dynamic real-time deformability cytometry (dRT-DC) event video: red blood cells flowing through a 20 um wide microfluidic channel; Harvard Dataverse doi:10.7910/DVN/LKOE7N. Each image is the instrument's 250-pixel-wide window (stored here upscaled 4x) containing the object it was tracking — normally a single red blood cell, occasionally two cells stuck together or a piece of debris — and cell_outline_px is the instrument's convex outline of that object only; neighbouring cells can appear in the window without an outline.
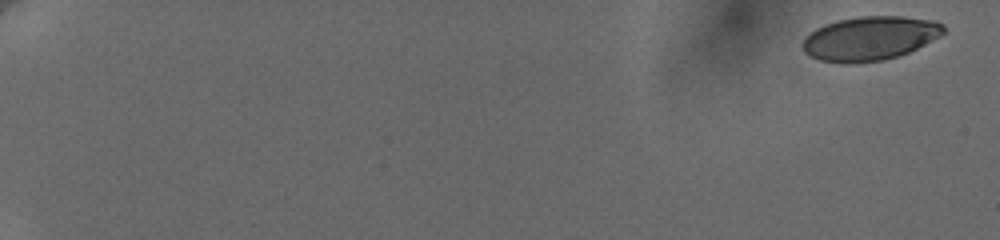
{"species": "human", "species_latin": "Homo sapiens", "temperature_condition": "cold", "stored_images_in_passage": 10, "camera_frame_rate_fps": 3000, "um_per_image_px": 0.085, "donor": {"sex": "female"}, "frame": {"image": 1, "passage_image": 1, "time_ms": 0.0, "image_size_px": [1000, 240], "cell_outline_px": [[944, 32], [940, 36], [900, 56], [884, 60], [856, 64], [840, 64], [820, 60], [804, 52], [804, 40], [816, 28], [824, 24], [836, 20], [860, 16], [900, 16], [936, 20], [944, 24]], "centroid_in_image_um": [73.96, 3.26], "position_along_channel_um": 11.0, "area_um2": 36.3}}
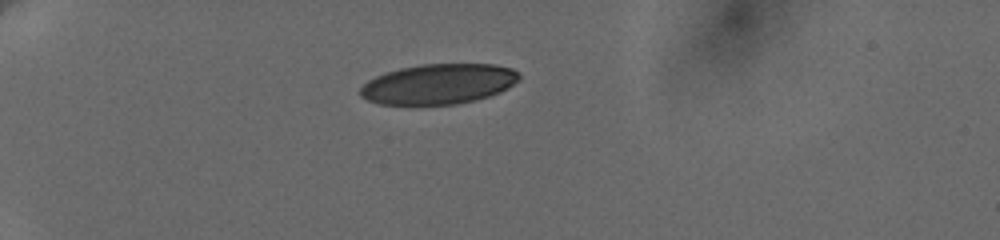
{"frame": {"image": 2, "passage_image": 7, "time_ms": 5.667, "image_size_px": [1000, 240], "cell_outline_px": [[520, 76], [508, 88], [500, 92], [488, 96], [456, 104], [416, 108], [380, 104], [368, 100], [360, 96], [360, 88], [368, 80], [384, 72], [400, 68], [420, 64], [496, 64], [512, 68]], "centroid_in_image_um": [37.2, 7.18], "position_along_channel_um": 47.8, "area_um2": 38.09}}
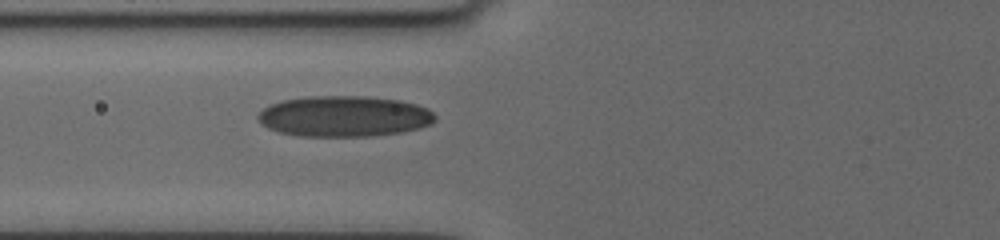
{"frame": {"image": 3, "passage_image": 10, "time_ms": 8.333, "image_size_px": [1000, 240], "cell_outline_px": [[436, 120], [432, 124], [420, 128], [400, 132], [368, 136], [300, 136], [280, 132], [268, 128], [256, 116], [264, 108], [272, 104], [284, 100], [308, 96], [364, 96], [400, 100], [416, 104], [428, 108], [436, 116]], "centroid_in_image_um": [29.3, 9.88], "position_along_channel_um": 96.5, "area_um2": 42.02}}